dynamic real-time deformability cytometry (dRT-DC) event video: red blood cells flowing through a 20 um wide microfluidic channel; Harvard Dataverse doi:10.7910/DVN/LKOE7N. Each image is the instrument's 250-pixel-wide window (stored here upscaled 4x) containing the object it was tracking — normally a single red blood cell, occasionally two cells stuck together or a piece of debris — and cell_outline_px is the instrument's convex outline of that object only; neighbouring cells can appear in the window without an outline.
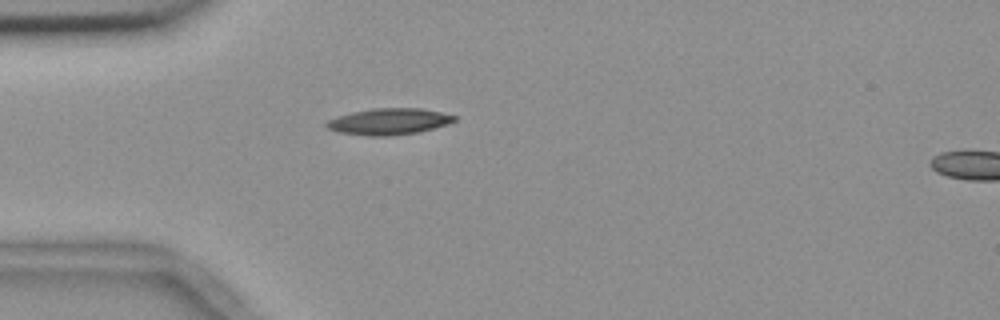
{"species": "common noctule bat (a hibernating species)", "species_latin": "Nyctalus noctula", "temperature_condition": "room temperature", "stored_images_in_passage": 42, "camera_frame_rate_fps": 3000, "um_per_image_px": 0.085, "animal": {"sex": "female", "body_mass_g": 18.4}, "frame": {"image": 1, "passage_image": 2, "time_ms": 0.333, "image_size_px": [1000, 320], "cell_outline_px": [[456, 120], [448, 124], [420, 132], [388, 136], [368, 136], [336, 132], [328, 128], [324, 124], [328, 120], [336, 116], [352, 112], [372, 108], [420, 108], [440, 112], [456, 116]], "centroid_in_image_um": [33.03, 10.33], "position_along_channel_um": 52.0, "area_um2": 19.77}}
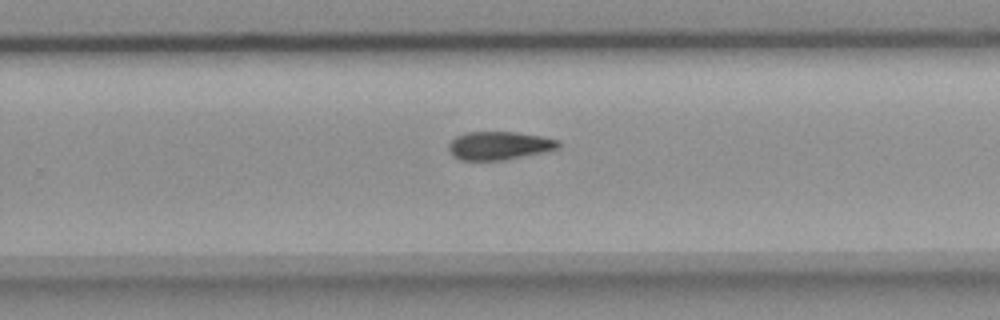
{"frame": {"image": 2, "passage_image": 22, "time_ms": 7.0, "image_size_px": [1000, 320], "cell_outline_px": [[560, 148], [548, 152], [500, 160], [460, 160], [452, 156], [448, 148], [448, 144], [456, 136], [464, 132], [516, 132], [540, 136], [560, 140]], "centroid_in_image_um": [42.44, 12.38], "position_along_channel_um": 287.4, "area_um2": 18.26}}
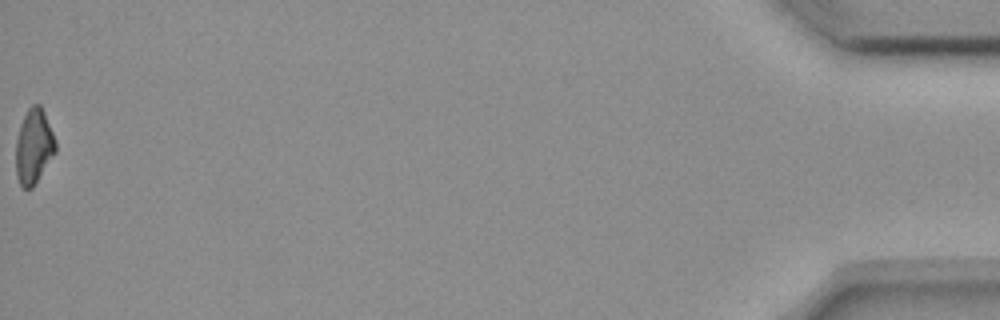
{"frame": {"image": 3, "passage_image": 42, "time_ms": 13.667, "image_size_px": [1000, 320], "cell_outline_px": [[56, 152], [32, 188], [24, 188], [20, 184], [16, 176], [16, 140], [20, 124], [28, 108], [32, 104], [40, 104], [44, 112], [56, 140]], "centroid_in_image_um": [2.87, 12.44], "position_along_channel_um": 432.3, "area_um2": 17.28}}